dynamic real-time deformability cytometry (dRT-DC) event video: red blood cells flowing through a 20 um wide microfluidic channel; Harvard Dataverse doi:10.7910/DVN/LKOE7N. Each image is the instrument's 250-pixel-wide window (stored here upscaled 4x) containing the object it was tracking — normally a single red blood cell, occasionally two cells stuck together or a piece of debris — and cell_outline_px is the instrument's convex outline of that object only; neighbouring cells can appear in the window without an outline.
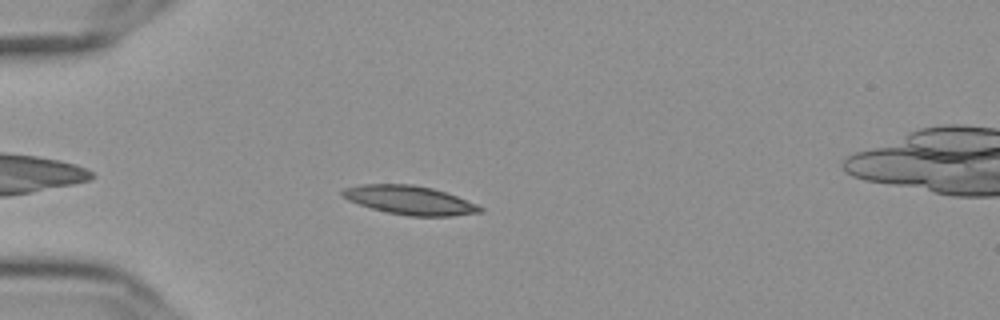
{"species": "Egyptian fruit bat (a non-hibernating species)", "species_latin": "Rousettus aegyptiacus", "temperature_condition": "cold", "stored_images_in_passage": 46, "camera_frame_rate_fps": 3000, "um_per_image_px": 0.085, "frame": {"image": 1, "passage_image": 6, "time_ms": 1.667, "image_size_px": [1000, 320], "cell_outline_px": [[484, 212], [452, 216], [408, 216], [388, 212], [372, 208], [348, 200], [340, 196], [340, 192], [344, 188], [360, 184], [412, 184], [432, 188], [456, 196], [476, 204], [484, 208]], "centroid_in_image_um": [34.81, 17.01], "position_along_channel_um": 50.2, "area_um2": 23.06}}
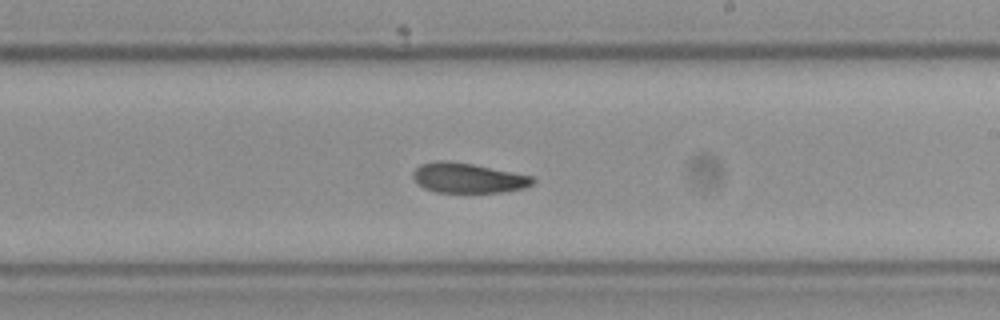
{"frame": {"image": 2, "passage_image": 24, "time_ms": 7.667, "image_size_px": [1000, 320], "cell_outline_px": [[536, 180], [532, 184], [524, 188], [500, 192], [436, 192], [424, 188], [412, 176], [412, 172], [420, 164], [436, 160], [448, 160], [472, 164], [532, 176]], "centroid_in_image_um": [39.76, 15.12], "position_along_channel_um": 249.2, "area_um2": 20.75}}
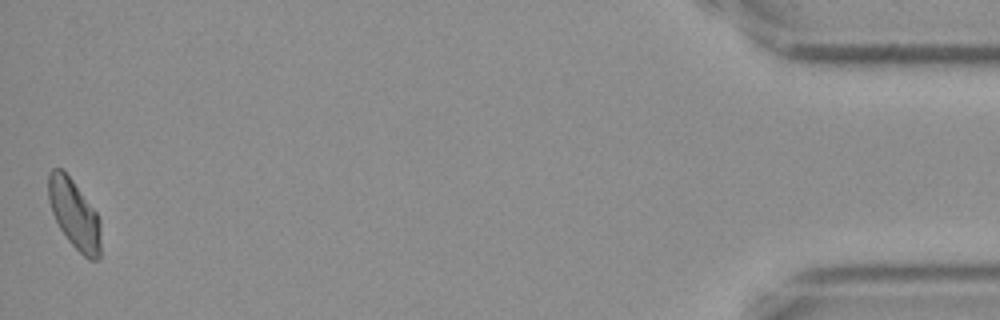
{"frame": {"image": 3, "passage_image": 46, "time_ms": 15.0, "image_size_px": [1000, 320], "cell_outline_px": [[100, 256], [96, 260], [88, 260], [68, 240], [60, 228], [52, 212], [48, 200], [48, 176], [52, 168], [60, 168], [72, 180], [96, 212], [100, 220]], "centroid_in_image_um": [6.31, 18.22], "position_along_channel_um": 428.9, "area_um2": 20.81}, "authors_computed_cell_mechanics": {"area_um2": 21.7906, "velocity_mm_per_s": 3.6092, "shape_relaxation_time_tau1_ms": 5.7177, "shape_relaxation_time_tau2_ms": 4.1383, "deformation_change_tau1": 0.1643, "deformation_change_tau2": 0.0926}}